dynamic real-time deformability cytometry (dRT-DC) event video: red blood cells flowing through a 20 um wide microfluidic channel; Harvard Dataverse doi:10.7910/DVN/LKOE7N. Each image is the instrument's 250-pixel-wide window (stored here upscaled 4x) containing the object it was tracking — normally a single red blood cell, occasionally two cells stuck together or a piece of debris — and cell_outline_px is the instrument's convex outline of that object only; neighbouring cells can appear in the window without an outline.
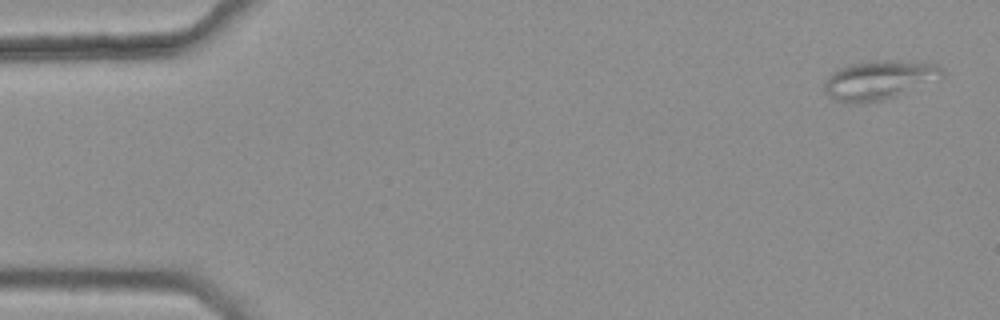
{"species": "common noctule bat (a hibernating species)", "species_latin": "Nyctalus noctula", "temperature_condition": "warm", "stored_images_in_passage": 6, "camera_frame_rate_fps": 3000, "um_per_image_px": 0.085, "animal": {"sex": "female", "body_mass_g": 25.1}, "frame": {"image": 1, "passage_image": 1, "time_ms": 0.0, "image_size_px": [1000, 320], "cell_outline_px": [[944, 76], [896, 96], [880, 100], [852, 104], [836, 100], [824, 88], [824, 80], [832, 72], [840, 68], [852, 64], [876, 60], [924, 60], [936, 64], [944, 68]], "centroid_in_image_um": [74.78, 6.76], "position_along_channel_um": 10.2, "area_um2": 26.82}}